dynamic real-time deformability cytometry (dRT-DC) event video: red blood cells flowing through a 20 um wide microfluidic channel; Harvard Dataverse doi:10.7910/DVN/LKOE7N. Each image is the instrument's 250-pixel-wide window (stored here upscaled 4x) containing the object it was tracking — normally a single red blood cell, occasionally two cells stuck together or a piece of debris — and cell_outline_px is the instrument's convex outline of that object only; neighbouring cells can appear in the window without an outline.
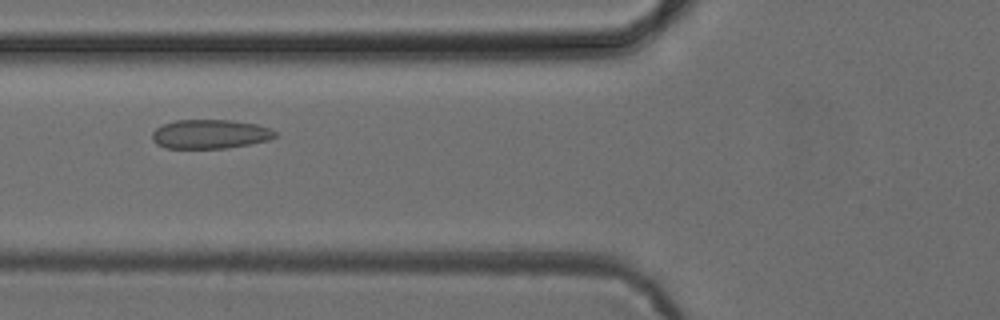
{"species": "common noctule bat (a hibernating species)", "species_latin": "Nyctalus noctula", "temperature_condition": "cold", "stored_images_in_passage": 3, "camera_frame_rate_fps": 3000, "um_per_image_px": 0.085, "animal": {"sex": "female", "body_mass_g": 24.6, "forearm_length_mm": 56.2}, "frame": {"image": 1, "passage_image": 3, "time_ms": 2.333, "image_size_px": [1000, 320], "cell_outline_px": [[276, 136], [268, 140], [248, 144], [224, 148], [164, 148], [156, 144], [152, 140], [152, 132], [156, 128], [164, 124], [176, 120], [232, 120], [256, 124], [272, 128], [276, 132]], "centroid_in_image_um": [17.84, 11.39], "position_along_channel_um": 108.0, "area_um2": 20.87}}